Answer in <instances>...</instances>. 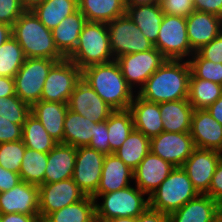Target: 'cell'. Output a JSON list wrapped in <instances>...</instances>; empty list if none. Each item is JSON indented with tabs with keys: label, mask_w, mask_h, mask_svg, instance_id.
Returning <instances> with one entry per match:
<instances>
[{
	"label": "cell",
	"mask_w": 222,
	"mask_h": 222,
	"mask_svg": "<svg viewBox=\"0 0 222 222\" xmlns=\"http://www.w3.org/2000/svg\"><path fill=\"white\" fill-rule=\"evenodd\" d=\"M126 15L150 43L155 45L164 16L160 4L126 6Z\"/></svg>",
	"instance_id": "cell-28"
},
{
	"label": "cell",
	"mask_w": 222,
	"mask_h": 222,
	"mask_svg": "<svg viewBox=\"0 0 222 222\" xmlns=\"http://www.w3.org/2000/svg\"><path fill=\"white\" fill-rule=\"evenodd\" d=\"M41 222H96L95 201L92 196L48 214Z\"/></svg>",
	"instance_id": "cell-32"
},
{
	"label": "cell",
	"mask_w": 222,
	"mask_h": 222,
	"mask_svg": "<svg viewBox=\"0 0 222 222\" xmlns=\"http://www.w3.org/2000/svg\"><path fill=\"white\" fill-rule=\"evenodd\" d=\"M191 73L199 79L209 80L222 85V63H214L194 52L188 59Z\"/></svg>",
	"instance_id": "cell-39"
},
{
	"label": "cell",
	"mask_w": 222,
	"mask_h": 222,
	"mask_svg": "<svg viewBox=\"0 0 222 222\" xmlns=\"http://www.w3.org/2000/svg\"><path fill=\"white\" fill-rule=\"evenodd\" d=\"M82 79L113 110H127L135 96L116 60L92 65L82 70Z\"/></svg>",
	"instance_id": "cell-2"
},
{
	"label": "cell",
	"mask_w": 222,
	"mask_h": 222,
	"mask_svg": "<svg viewBox=\"0 0 222 222\" xmlns=\"http://www.w3.org/2000/svg\"><path fill=\"white\" fill-rule=\"evenodd\" d=\"M129 110L133 116L134 129L152 138L164 131L159 104L147 101L135 94Z\"/></svg>",
	"instance_id": "cell-22"
},
{
	"label": "cell",
	"mask_w": 222,
	"mask_h": 222,
	"mask_svg": "<svg viewBox=\"0 0 222 222\" xmlns=\"http://www.w3.org/2000/svg\"><path fill=\"white\" fill-rule=\"evenodd\" d=\"M199 195L182 167H174L168 177L149 196V207L171 214Z\"/></svg>",
	"instance_id": "cell-6"
},
{
	"label": "cell",
	"mask_w": 222,
	"mask_h": 222,
	"mask_svg": "<svg viewBox=\"0 0 222 222\" xmlns=\"http://www.w3.org/2000/svg\"><path fill=\"white\" fill-rule=\"evenodd\" d=\"M197 53L208 61L222 63V32L210 43L202 46Z\"/></svg>",
	"instance_id": "cell-45"
},
{
	"label": "cell",
	"mask_w": 222,
	"mask_h": 222,
	"mask_svg": "<svg viewBox=\"0 0 222 222\" xmlns=\"http://www.w3.org/2000/svg\"><path fill=\"white\" fill-rule=\"evenodd\" d=\"M190 64L186 60H166L136 94L150 102L188 99Z\"/></svg>",
	"instance_id": "cell-1"
},
{
	"label": "cell",
	"mask_w": 222,
	"mask_h": 222,
	"mask_svg": "<svg viewBox=\"0 0 222 222\" xmlns=\"http://www.w3.org/2000/svg\"><path fill=\"white\" fill-rule=\"evenodd\" d=\"M21 182L20 175L0 165V193L9 191Z\"/></svg>",
	"instance_id": "cell-49"
},
{
	"label": "cell",
	"mask_w": 222,
	"mask_h": 222,
	"mask_svg": "<svg viewBox=\"0 0 222 222\" xmlns=\"http://www.w3.org/2000/svg\"><path fill=\"white\" fill-rule=\"evenodd\" d=\"M106 25L115 60L125 54L143 52L154 47L126 14Z\"/></svg>",
	"instance_id": "cell-9"
},
{
	"label": "cell",
	"mask_w": 222,
	"mask_h": 222,
	"mask_svg": "<svg viewBox=\"0 0 222 222\" xmlns=\"http://www.w3.org/2000/svg\"><path fill=\"white\" fill-rule=\"evenodd\" d=\"M57 62L48 58H26L14 77L15 94L30 107L40 101L46 77Z\"/></svg>",
	"instance_id": "cell-8"
},
{
	"label": "cell",
	"mask_w": 222,
	"mask_h": 222,
	"mask_svg": "<svg viewBox=\"0 0 222 222\" xmlns=\"http://www.w3.org/2000/svg\"><path fill=\"white\" fill-rule=\"evenodd\" d=\"M136 222H169L168 215L148 207L136 217Z\"/></svg>",
	"instance_id": "cell-50"
},
{
	"label": "cell",
	"mask_w": 222,
	"mask_h": 222,
	"mask_svg": "<svg viewBox=\"0 0 222 222\" xmlns=\"http://www.w3.org/2000/svg\"><path fill=\"white\" fill-rule=\"evenodd\" d=\"M105 156L88 146L76 147L72 179L87 196H92L97 191Z\"/></svg>",
	"instance_id": "cell-14"
},
{
	"label": "cell",
	"mask_w": 222,
	"mask_h": 222,
	"mask_svg": "<svg viewBox=\"0 0 222 222\" xmlns=\"http://www.w3.org/2000/svg\"><path fill=\"white\" fill-rule=\"evenodd\" d=\"M25 149L23 140L1 143L0 165L7 170L19 174Z\"/></svg>",
	"instance_id": "cell-41"
},
{
	"label": "cell",
	"mask_w": 222,
	"mask_h": 222,
	"mask_svg": "<svg viewBox=\"0 0 222 222\" xmlns=\"http://www.w3.org/2000/svg\"><path fill=\"white\" fill-rule=\"evenodd\" d=\"M68 59L81 70L115 60L106 23L87 21L80 33L76 49Z\"/></svg>",
	"instance_id": "cell-5"
},
{
	"label": "cell",
	"mask_w": 222,
	"mask_h": 222,
	"mask_svg": "<svg viewBox=\"0 0 222 222\" xmlns=\"http://www.w3.org/2000/svg\"><path fill=\"white\" fill-rule=\"evenodd\" d=\"M0 222H41L39 215H28L24 213L0 214Z\"/></svg>",
	"instance_id": "cell-51"
},
{
	"label": "cell",
	"mask_w": 222,
	"mask_h": 222,
	"mask_svg": "<svg viewBox=\"0 0 222 222\" xmlns=\"http://www.w3.org/2000/svg\"><path fill=\"white\" fill-rule=\"evenodd\" d=\"M150 152V138L140 131L133 129L125 142L114 153L132 170Z\"/></svg>",
	"instance_id": "cell-33"
},
{
	"label": "cell",
	"mask_w": 222,
	"mask_h": 222,
	"mask_svg": "<svg viewBox=\"0 0 222 222\" xmlns=\"http://www.w3.org/2000/svg\"><path fill=\"white\" fill-rule=\"evenodd\" d=\"M160 6L164 14L184 18L195 11L193 0H161Z\"/></svg>",
	"instance_id": "cell-43"
},
{
	"label": "cell",
	"mask_w": 222,
	"mask_h": 222,
	"mask_svg": "<svg viewBox=\"0 0 222 222\" xmlns=\"http://www.w3.org/2000/svg\"><path fill=\"white\" fill-rule=\"evenodd\" d=\"M195 148L190 132L163 131L150 139V151L174 167H182Z\"/></svg>",
	"instance_id": "cell-13"
},
{
	"label": "cell",
	"mask_w": 222,
	"mask_h": 222,
	"mask_svg": "<svg viewBox=\"0 0 222 222\" xmlns=\"http://www.w3.org/2000/svg\"><path fill=\"white\" fill-rule=\"evenodd\" d=\"M77 10L78 0H45L31 9L39 21L50 30Z\"/></svg>",
	"instance_id": "cell-30"
},
{
	"label": "cell",
	"mask_w": 222,
	"mask_h": 222,
	"mask_svg": "<svg viewBox=\"0 0 222 222\" xmlns=\"http://www.w3.org/2000/svg\"><path fill=\"white\" fill-rule=\"evenodd\" d=\"M222 217V207L206 194H199L177 211L168 215L169 222H216Z\"/></svg>",
	"instance_id": "cell-21"
},
{
	"label": "cell",
	"mask_w": 222,
	"mask_h": 222,
	"mask_svg": "<svg viewBox=\"0 0 222 222\" xmlns=\"http://www.w3.org/2000/svg\"><path fill=\"white\" fill-rule=\"evenodd\" d=\"M22 140L25 147L42 153H48L58 144L31 113L22 126Z\"/></svg>",
	"instance_id": "cell-35"
},
{
	"label": "cell",
	"mask_w": 222,
	"mask_h": 222,
	"mask_svg": "<svg viewBox=\"0 0 222 222\" xmlns=\"http://www.w3.org/2000/svg\"><path fill=\"white\" fill-rule=\"evenodd\" d=\"M89 148L103 153L110 154V145L108 141L107 120L101 123H95V132L90 140Z\"/></svg>",
	"instance_id": "cell-44"
},
{
	"label": "cell",
	"mask_w": 222,
	"mask_h": 222,
	"mask_svg": "<svg viewBox=\"0 0 222 222\" xmlns=\"http://www.w3.org/2000/svg\"><path fill=\"white\" fill-rule=\"evenodd\" d=\"M161 0H125L126 6L160 4Z\"/></svg>",
	"instance_id": "cell-55"
},
{
	"label": "cell",
	"mask_w": 222,
	"mask_h": 222,
	"mask_svg": "<svg viewBox=\"0 0 222 222\" xmlns=\"http://www.w3.org/2000/svg\"><path fill=\"white\" fill-rule=\"evenodd\" d=\"M103 222H136V217H116Z\"/></svg>",
	"instance_id": "cell-57"
},
{
	"label": "cell",
	"mask_w": 222,
	"mask_h": 222,
	"mask_svg": "<svg viewBox=\"0 0 222 222\" xmlns=\"http://www.w3.org/2000/svg\"><path fill=\"white\" fill-rule=\"evenodd\" d=\"M47 160L48 153H42L26 147L19 171L21 181L37 186L44 184Z\"/></svg>",
	"instance_id": "cell-37"
},
{
	"label": "cell",
	"mask_w": 222,
	"mask_h": 222,
	"mask_svg": "<svg viewBox=\"0 0 222 222\" xmlns=\"http://www.w3.org/2000/svg\"><path fill=\"white\" fill-rule=\"evenodd\" d=\"M12 36V26L0 23V46Z\"/></svg>",
	"instance_id": "cell-54"
},
{
	"label": "cell",
	"mask_w": 222,
	"mask_h": 222,
	"mask_svg": "<svg viewBox=\"0 0 222 222\" xmlns=\"http://www.w3.org/2000/svg\"><path fill=\"white\" fill-rule=\"evenodd\" d=\"M163 128L166 132H190L193 107L188 99L159 103Z\"/></svg>",
	"instance_id": "cell-27"
},
{
	"label": "cell",
	"mask_w": 222,
	"mask_h": 222,
	"mask_svg": "<svg viewBox=\"0 0 222 222\" xmlns=\"http://www.w3.org/2000/svg\"><path fill=\"white\" fill-rule=\"evenodd\" d=\"M67 105L69 110L95 123L106 121L114 111L83 79L76 84Z\"/></svg>",
	"instance_id": "cell-16"
},
{
	"label": "cell",
	"mask_w": 222,
	"mask_h": 222,
	"mask_svg": "<svg viewBox=\"0 0 222 222\" xmlns=\"http://www.w3.org/2000/svg\"><path fill=\"white\" fill-rule=\"evenodd\" d=\"M205 194L216 200L222 207V160L218 163L209 190Z\"/></svg>",
	"instance_id": "cell-47"
},
{
	"label": "cell",
	"mask_w": 222,
	"mask_h": 222,
	"mask_svg": "<svg viewBox=\"0 0 222 222\" xmlns=\"http://www.w3.org/2000/svg\"><path fill=\"white\" fill-rule=\"evenodd\" d=\"M22 126L0 116V144L22 140Z\"/></svg>",
	"instance_id": "cell-46"
},
{
	"label": "cell",
	"mask_w": 222,
	"mask_h": 222,
	"mask_svg": "<svg viewBox=\"0 0 222 222\" xmlns=\"http://www.w3.org/2000/svg\"><path fill=\"white\" fill-rule=\"evenodd\" d=\"M186 23L188 40L194 52L222 32V18L215 14L194 11L186 18Z\"/></svg>",
	"instance_id": "cell-20"
},
{
	"label": "cell",
	"mask_w": 222,
	"mask_h": 222,
	"mask_svg": "<svg viewBox=\"0 0 222 222\" xmlns=\"http://www.w3.org/2000/svg\"><path fill=\"white\" fill-rule=\"evenodd\" d=\"M96 222L116 217H137L149 207V197L136 185L109 193H94ZM146 197V198H145ZM102 202H98V200Z\"/></svg>",
	"instance_id": "cell-4"
},
{
	"label": "cell",
	"mask_w": 222,
	"mask_h": 222,
	"mask_svg": "<svg viewBox=\"0 0 222 222\" xmlns=\"http://www.w3.org/2000/svg\"><path fill=\"white\" fill-rule=\"evenodd\" d=\"M132 182L133 170L128 167L115 153H111L106 155L104 158L100 183L95 193L118 191L130 186Z\"/></svg>",
	"instance_id": "cell-23"
},
{
	"label": "cell",
	"mask_w": 222,
	"mask_h": 222,
	"mask_svg": "<svg viewBox=\"0 0 222 222\" xmlns=\"http://www.w3.org/2000/svg\"><path fill=\"white\" fill-rule=\"evenodd\" d=\"M25 59L22 47L12 36L0 46V76L14 78Z\"/></svg>",
	"instance_id": "cell-38"
},
{
	"label": "cell",
	"mask_w": 222,
	"mask_h": 222,
	"mask_svg": "<svg viewBox=\"0 0 222 222\" xmlns=\"http://www.w3.org/2000/svg\"><path fill=\"white\" fill-rule=\"evenodd\" d=\"M222 95V85L196 78L192 73L189 79L188 101L194 110L207 109Z\"/></svg>",
	"instance_id": "cell-34"
},
{
	"label": "cell",
	"mask_w": 222,
	"mask_h": 222,
	"mask_svg": "<svg viewBox=\"0 0 222 222\" xmlns=\"http://www.w3.org/2000/svg\"><path fill=\"white\" fill-rule=\"evenodd\" d=\"M211 116L222 125V95L207 108Z\"/></svg>",
	"instance_id": "cell-53"
},
{
	"label": "cell",
	"mask_w": 222,
	"mask_h": 222,
	"mask_svg": "<svg viewBox=\"0 0 222 222\" xmlns=\"http://www.w3.org/2000/svg\"><path fill=\"white\" fill-rule=\"evenodd\" d=\"M21 1L27 10H31L35 5L41 3L45 0H21Z\"/></svg>",
	"instance_id": "cell-56"
},
{
	"label": "cell",
	"mask_w": 222,
	"mask_h": 222,
	"mask_svg": "<svg viewBox=\"0 0 222 222\" xmlns=\"http://www.w3.org/2000/svg\"><path fill=\"white\" fill-rule=\"evenodd\" d=\"M26 10L21 0H0V23L13 26Z\"/></svg>",
	"instance_id": "cell-42"
},
{
	"label": "cell",
	"mask_w": 222,
	"mask_h": 222,
	"mask_svg": "<svg viewBox=\"0 0 222 222\" xmlns=\"http://www.w3.org/2000/svg\"><path fill=\"white\" fill-rule=\"evenodd\" d=\"M8 213L39 215V187L21 181L9 191L0 193V214Z\"/></svg>",
	"instance_id": "cell-17"
},
{
	"label": "cell",
	"mask_w": 222,
	"mask_h": 222,
	"mask_svg": "<svg viewBox=\"0 0 222 222\" xmlns=\"http://www.w3.org/2000/svg\"><path fill=\"white\" fill-rule=\"evenodd\" d=\"M195 11L215 14L222 18V0H193Z\"/></svg>",
	"instance_id": "cell-48"
},
{
	"label": "cell",
	"mask_w": 222,
	"mask_h": 222,
	"mask_svg": "<svg viewBox=\"0 0 222 222\" xmlns=\"http://www.w3.org/2000/svg\"><path fill=\"white\" fill-rule=\"evenodd\" d=\"M38 187L40 221L48 214L76 203L86 196L72 178L53 183H44Z\"/></svg>",
	"instance_id": "cell-12"
},
{
	"label": "cell",
	"mask_w": 222,
	"mask_h": 222,
	"mask_svg": "<svg viewBox=\"0 0 222 222\" xmlns=\"http://www.w3.org/2000/svg\"><path fill=\"white\" fill-rule=\"evenodd\" d=\"M31 107L23 102L17 95L9 98L0 97V116L10 122L23 125Z\"/></svg>",
	"instance_id": "cell-40"
},
{
	"label": "cell",
	"mask_w": 222,
	"mask_h": 222,
	"mask_svg": "<svg viewBox=\"0 0 222 222\" xmlns=\"http://www.w3.org/2000/svg\"><path fill=\"white\" fill-rule=\"evenodd\" d=\"M12 34L26 58H48L61 61L52 30L46 28L31 10H26L13 24Z\"/></svg>",
	"instance_id": "cell-3"
},
{
	"label": "cell",
	"mask_w": 222,
	"mask_h": 222,
	"mask_svg": "<svg viewBox=\"0 0 222 222\" xmlns=\"http://www.w3.org/2000/svg\"><path fill=\"white\" fill-rule=\"evenodd\" d=\"M76 161V147L58 143L48 152L44 183L72 178Z\"/></svg>",
	"instance_id": "cell-25"
},
{
	"label": "cell",
	"mask_w": 222,
	"mask_h": 222,
	"mask_svg": "<svg viewBox=\"0 0 222 222\" xmlns=\"http://www.w3.org/2000/svg\"><path fill=\"white\" fill-rule=\"evenodd\" d=\"M82 70L68 58L58 61L46 77L41 100L68 103Z\"/></svg>",
	"instance_id": "cell-10"
},
{
	"label": "cell",
	"mask_w": 222,
	"mask_h": 222,
	"mask_svg": "<svg viewBox=\"0 0 222 222\" xmlns=\"http://www.w3.org/2000/svg\"><path fill=\"white\" fill-rule=\"evenodd\" d=\"M95 132V122L68 109L64 119L63 144L73 147L89 146Z\"/></svg>",
	"instance_id": "cell-31"
},
{
	"label": "cell",
	"mask_w": 222,
	"mask_h": 222,
	"mask_svg": "<svg viewBox=\"0 0 222 222\" xmlns=\"http://www.w3.org/2000/svg\"><path fill=\"white\" fill-rule=\"evenodd\" d=\"M173 169L172 164L150 151L133 170V185L149 197Z\"/></svg>",
	"instance_id": "cell-18"
},
{
	"label": "cell",
	"mask_w": 222,
	"mask_h": 222,
	"mask_svg": "<svg viewBox=\"0 0 222 222\" xmlns=\"http://www.w3.org/2000/svg\"><path fill=\"white\" fill-rule=\"evenodd\" d=\"M216 222H222V217H220Z\"/></svg>",
	"instance_id": "cell-58"
},
{
	"label": "cell",
	"mask_w": 222,
	"mask_h": 222,
	"mask_svg": "<svg viewBox=\"0 0 222 222\" xmlns=\"http://www.w3.org/2000/svg\"><path fill=\"white\" fill-rule=\"evenodd\" d=\"M154 47L167 60H186L194 51L187 36L186 18L164 14Z\"/></svg>",
	"instance_id": "cell-7"
},
{
	"label": "cell",
	"mask_w": 222,
	"mask_h": 222,
	"mask_svg": "<svg viewBox=\"0 0 222 222\" xmlns=\"http://www.w3.org/2000/svg\"><path fill=\"white\" fill-rule=\"evenodd\" d=\"M190 134L196 148L222 152V125L207 109L194 110Z\"/></svg>",
	"instance_id": "cell-19"
},
{
	"label": "cell",
	"mask_w": 222,
	"mask_h": 222,
	"mask_svg": "<svg viewBox=\"0 0 222 222\" xmlns=\"http://www.w3.org/2000/svg\"><path fill=\"white\" fill-rule=\"evenodd\" d=\"M67 111V103L40 100L31 106L30 113L42 123L57 143H63L64 119Z\"/></svg>",
	"instance_id": "cell-24"
},
{
	"label": "cell",
	"mask_w": 222,
	"mask_h": 222,
	"mask_svg": "<svg viewBox=\"0 0 222 222\" xmlns=\"http://www.w3.org/2000/svg\"><path fill=\"white\" fill-rule=\"evenodd\" d=\"M16 95L14 78L0 76V97L9 98Z\"/></svg>",
	"instance_id": "cell-52"
},
{
	"label": "cell",
	"mask_w": 222,
	"mask_h": 222,
	"mask_svg": "<svg viewBox=\"0 0 222 222\" xmlns=\"http://www.w3.org/2000/svg\"><path fill=\"white\" fill-rule=\"evenodd\" d=\"M166 60L155 47L143 52L125 54L116 59L127 84L135 93Z\"/></svg>",
	"instance_id": "cell-11"
},
{
	"label": "cell",
	"mask_w": 222,
	"mask_h": 222,
	"mask_svg": "<svg viewBox=\"0 0 222 222\" xmlns=\"http://www.w3.org/2000/svg\"><path fill=\"white\" fill-rule=\"evenodd\" d=\"M78 10L88 22L108 23L126 14L125 0H78Z\"/></svg>",
	"instance_id": "cell-29"
},
{
	"label": "cell",
	"mask_w": 222,
	"mask_h": 222,
	"mask_svg": "<svg viewBox=\"0 0 222 222\" xmlns=\"http://www.w3.org/2000/svg\"><path fill=\"white\" fill-rule=\"evenodd\" d=\"M134 129L133 116L129 109L114 110L107 119L110 154L114 153L125 142Z\"/></svg>",
	"instance_id": "cell-36"
},
{
	"label": "cell",
	"mask_w": 222,
	"mask_h": 222,
	"mask_svg": "<svg viewBox=\"0 0 222 222\" xmlns=\"http://www.w3.org/2000/svg\"><path fill=\"white\" fill-rule=\"evenodd\" d=\"M221 160L220 151L195 148L182 165L199 194H205L209 190L213 174Z\"/></svg>",
	"instance_id": "cell-15"
},
{
	"label": "cell",
	"mask_w": 222,
	"mask_h": 222,
	"mask_svg": "<svg viewBox=\"0 0 222 222\" xmlns=\"http://www.w3.org/2000/svg\"><path fill=\"white\" fill-rule=\"evenodd\" d=\"M86 23L85 16L77 10L52 30L55 45L65 58L76 49L80 33Z\"/></svg>",
	"instance_id": "cell-26"
}]
</instances>
